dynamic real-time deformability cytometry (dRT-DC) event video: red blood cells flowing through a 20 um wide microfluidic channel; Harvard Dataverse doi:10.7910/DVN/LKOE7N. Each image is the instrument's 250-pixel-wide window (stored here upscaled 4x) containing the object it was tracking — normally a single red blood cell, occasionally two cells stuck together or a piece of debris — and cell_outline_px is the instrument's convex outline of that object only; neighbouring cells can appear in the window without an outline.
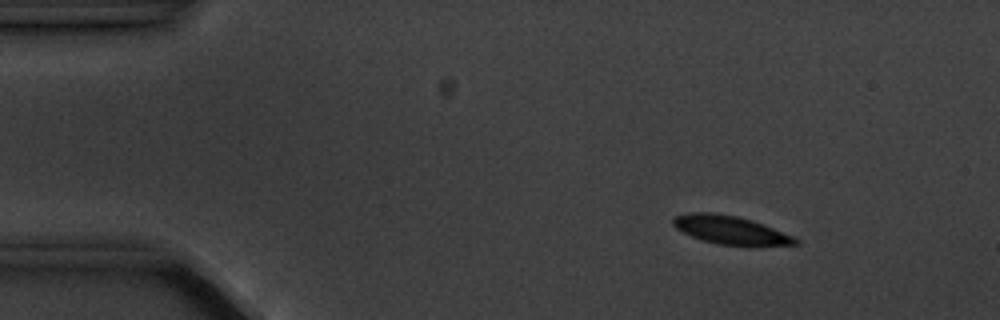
{"species": "common noctule bat (a hibernating species)", "species_latin": "Nyctalus noctula", "temperature_condition": "cold", "stored_images_in_passage": 5, "camera_frame_rate_fps": 3000, "um_per_image_px": 0.085, "animal": {"sex": "male", "body_mass_g": 20.1, "forearm_length_mm": 53.5}, "frame": {"image": 1, "passage_image": 2, "time_ms": 2.0, "image_size_px": [1000, 320], "cell_outline_px": [[800, 244], [756, 248], [748, 248], [716, 244], [700, 240], [676, 228], [672, 224], [672, 220], [676, 216], [692, 212], [712, 212], [736, 216], [752, 220], [792, 236], [800, 240]], "centroid_in_image_um": [62.16, 19.61], "position_along_channel_um": 22.8, "area_um2": 20.87}}